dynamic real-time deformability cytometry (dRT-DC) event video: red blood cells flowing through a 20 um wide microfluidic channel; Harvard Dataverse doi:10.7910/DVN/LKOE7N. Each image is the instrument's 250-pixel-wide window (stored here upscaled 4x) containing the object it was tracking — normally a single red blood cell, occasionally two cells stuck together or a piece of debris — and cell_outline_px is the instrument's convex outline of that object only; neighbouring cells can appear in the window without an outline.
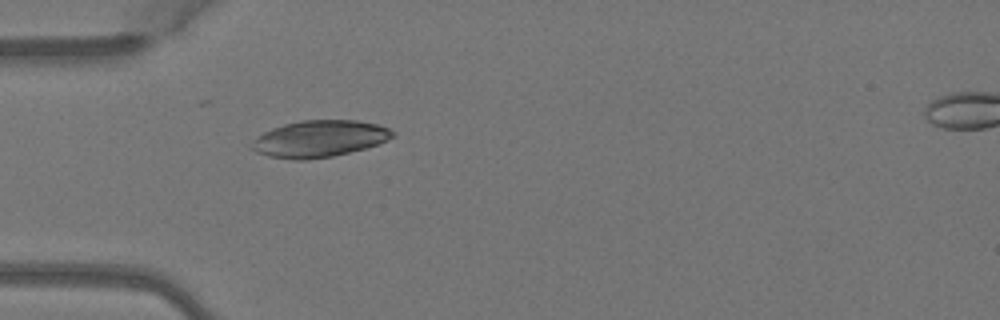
{"species": "Egyptian fruit bat (a non-hibernating species)", "species_latin": "Rousettus aegyptiacus", "temperature_condition": "warm", "stored_images_in_passage": 3, "camera_frame_rate_fps": 3000, "um_per_image_px": 0.085, "animal": {"sex": "female"}, "frame": {"image": 1, "passage_image": 2, "time_ms": 0.333, "image_size_px": [1000, 320], "cell_outline_px": [[396, 136], [388, 140], [364, 148], [332, 156], [308, 160], [292, 160], [268, 156], [256, 152], [248, 148], [264, 132], [272, 128], [284, 124], [300, 120], [356, 120], [376, 124], [388, 128], [396, 132]], "centroid_in_image_um": [27.16, 11.79], "position_along_channel_um": 57.8, "area_um2": 30.06}}